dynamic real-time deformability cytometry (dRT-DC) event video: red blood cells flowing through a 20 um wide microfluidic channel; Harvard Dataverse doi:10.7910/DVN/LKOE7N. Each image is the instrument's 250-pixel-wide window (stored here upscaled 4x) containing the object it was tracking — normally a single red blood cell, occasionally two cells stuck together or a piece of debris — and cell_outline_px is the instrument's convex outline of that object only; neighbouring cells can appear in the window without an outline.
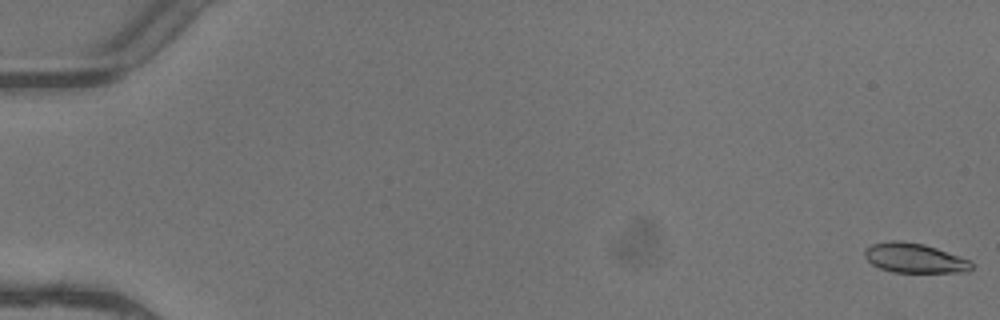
{"species": "common noctule bat (a hibernating species)", "species_latin": "Nyctalus noctula", "temperature_condition": "warm", "stored_images_in_passage": 5, "camera_frame_rate_fps": 3000, "um_per_image_px": 0.085, "animal": {"sex": "female"}, "frame": {"image": 1, "passage_image": 1, "time_ms": 0.0, "image_size_px": [1000, 320], "cell_outline_px": [[972, 268], [968, 272], [892, 272], [880, 268], [872, 264], [864, 256], [864, 248], [872, 244], [888, 240], [900, 240], [924, 244], [972, 260]], "centroid_in_image_um": [77.72, 21.93], "position_along_channel_um": 7.3, "area_um2": 18.61}}